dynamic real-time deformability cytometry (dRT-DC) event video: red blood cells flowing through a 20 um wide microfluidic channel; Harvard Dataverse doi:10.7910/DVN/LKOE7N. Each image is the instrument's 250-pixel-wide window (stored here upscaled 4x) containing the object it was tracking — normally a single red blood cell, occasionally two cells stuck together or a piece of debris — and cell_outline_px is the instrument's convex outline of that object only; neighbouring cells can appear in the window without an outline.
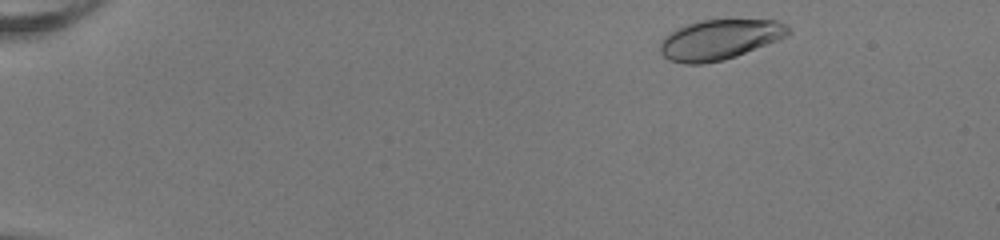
{"species": "human", "species_latin": "Homo sapiens", "temperature_condition": "room temperature", "stored_images_in_passage": 48, "camera_frame_rate_fps": 3000, "um_per_image_px": 0.085, "donor": {"sex": "female"}, "frame": {"image": 1, "passage_image": 3, "time_ms": 0.667, "image_size_px": [1000, 240], "cell_outline_px": [[792, 32], [788, 36], [736, 56], [724, 60], [700, 64], [684, 64], [668, 60], [660, 52], [660, 40], [668, 32], [676, 28], [700, 20], [776, 20], [792, 28]], "centroid_in_image_um": [61.15, 3.36], "position_along_channel_um": 23.9, "area_um2": 30.11}}
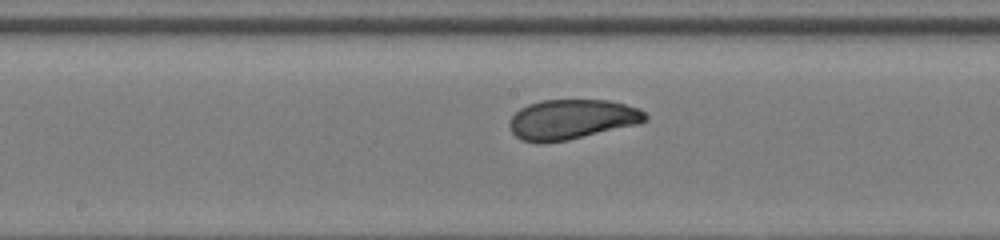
{"frame": {"image": 2, "passage_image": 25, "time_ms": 8.0, "image_size_px": [1000, 240], "cell_outline_px": [[648, 120], [640, 124], [568, 140], [540, 144], [536, 144], [520, 140], [512, 132], [508, 124], [512, 116], [520, 108], [528, 104], [540, 100], [608, 100], [640, 108], [648, 116]], "centroid_in_image_um": [48.6, 10.16], "position_along_channel_um": 199.6, "area_um2": 32.02}}
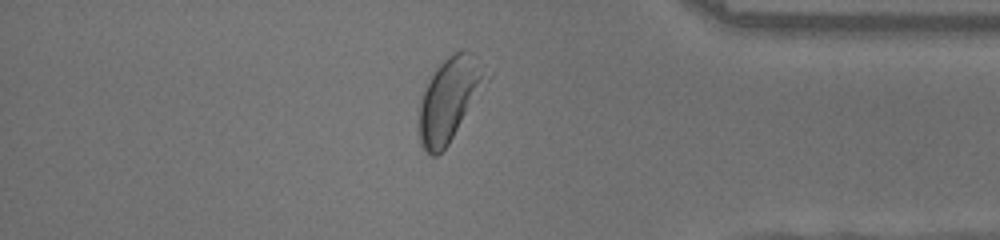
{"frame": {"image": 3, "passage_image": 41, "time_ms": 13.333, "image_size_px": [1000, 240], "cell_outline_px": [[492, 76], [448, 144], [436, 156], [432, 156], [420, 144], [420, 100], [424, 88], [436, 68], [448, 56], [456, 52], [472, 52], [492, 72]], "centroid_in_image_um": [38.27, 8.38], "position_along_channel_um": 396.9, "area_um2": 32.54}, "authors_computed_cell_mechanics": {"area_um2": 31.8189, "velocity_mm_per_s": 4.0168, "shape_relaxation_time_tau1_ms": 2.3857, "shape_relaxation_time_tau2_ms": 0.8027, "deformation_change_tau1": 0.1343, "deformation_change_tau2": 0.0671}}